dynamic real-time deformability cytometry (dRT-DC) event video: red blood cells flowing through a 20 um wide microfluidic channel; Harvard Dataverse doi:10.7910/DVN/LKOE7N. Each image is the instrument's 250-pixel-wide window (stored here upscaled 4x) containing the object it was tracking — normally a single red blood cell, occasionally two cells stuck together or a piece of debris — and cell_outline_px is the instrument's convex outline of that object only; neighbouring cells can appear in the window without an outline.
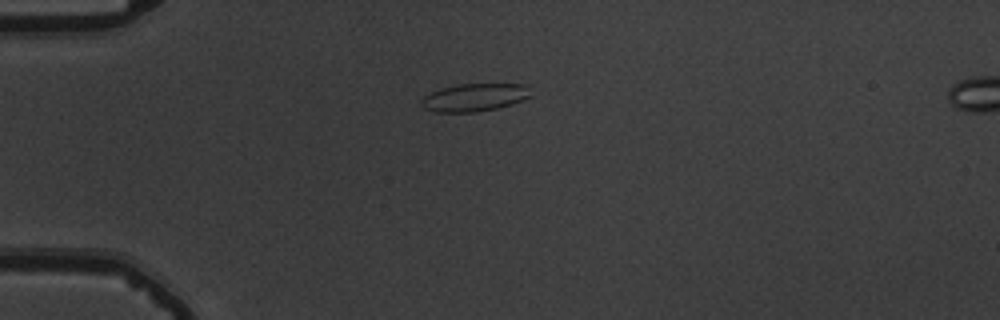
{"species": "common noctule bat (a hibernating species)", "species_latin": "Nyctalus noctula", "temperature_condition": "warm", "stored_images_in_passage": 41, "camera_frame_rate_fps": 3000, "um_per_image_px": 0.085, "animal": {"sex": "male", "body_mass_g": 19.5, "forearm_length_mm": 54.6}, "frame": {"image": 1, "passage_image": 1, "time_ms": 0.0, "image_size_px": [1000, 320], "cell_outline_px": [[532, 96], [524, 100], [512, 104], [496, 108], [476, 112], [436, 112], [424, 108], [420, 104], [420, 100], [424, 96], [440, 88], [460, 84], [528, 84]], "centroid_in_image_um": [40.35, 8.28], "position_along_channel_um": 44.6, "area_um2": 17.86}}
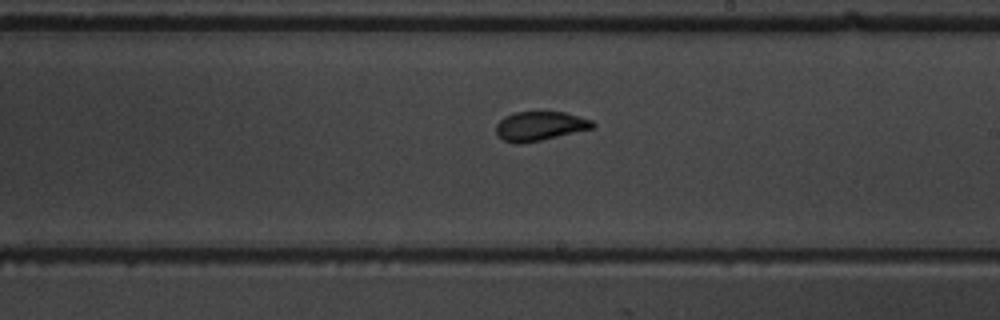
{"frame": {"image": 2, "passage_image": 19, "time_ms": 6.0, "image_size_px": [1000, 320], "cell_outline_px": [[596, 124], [592, 128], [540, 140], [520, 144], [516, 144], [504, 140], [496, 136], [496, 124], [504, 116], [516, 112], [564, 112], [592, 120]], "centroid_in_image_um": [45.84, 10.71], "position_along_channel_um": 243.2, "area_um2": 16.3}}
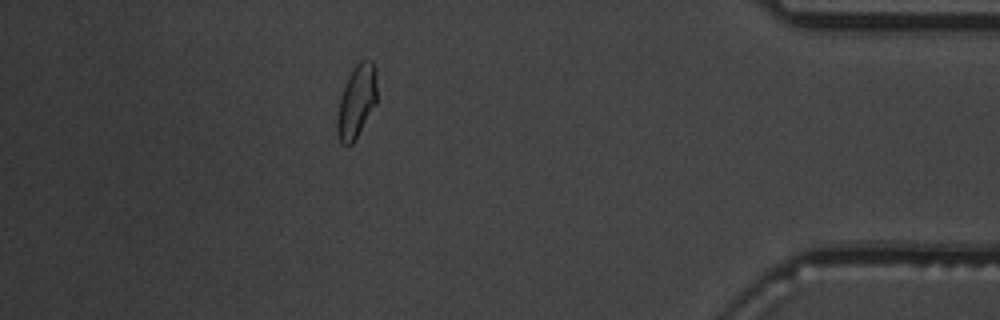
{"frame": {"image": 3, "passage_image": 35, "time_ms": 11.333, "image_size_px": [1000, 320], "cell_outline_px": [[376, 104], [352, 144], [340, 144], [336, 132], [336, 120], [340, 100], [344, 88], [356, 64], [360, 60], [372, 60], [376, 68]], "centroid_in_image_um": [30.31, 8.64], "position_along_channel_um": 404.9, "area_um2": 16.65}, "authors_computed_cell_mechanics": {"area_um2": 16.7042, "velocity_mm_per_s": 3.763, "shape_relaxation_time_tau1_ms": 7.1644, "shape_relaxation_time_tau2_ms": 0.9398, "deformation_change_tau1": 0.1948, "deformation_change_tau2": 0.0648}}